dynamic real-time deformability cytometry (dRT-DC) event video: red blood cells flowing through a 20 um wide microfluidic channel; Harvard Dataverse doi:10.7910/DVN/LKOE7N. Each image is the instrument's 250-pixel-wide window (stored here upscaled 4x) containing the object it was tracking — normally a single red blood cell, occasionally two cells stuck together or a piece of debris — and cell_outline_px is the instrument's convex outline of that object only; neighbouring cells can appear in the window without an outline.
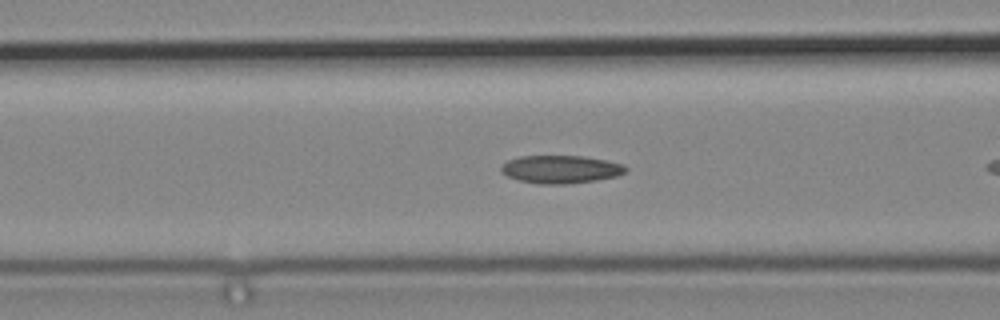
{"species": "common noctule bat (a hibernating species)", "species_latin": "Nyctalus noctula", "temperature_condition": "cold", "stored_images_in_passage": 28, "camera_frame_rate_fps": 3000, "um_per_image_px": 0.085, "animal": {"sex": "male", "body_mass_g": 19.2, "forearm_length_mm": 51.8}, "frame": {"image": 1, "passage_image": 6, "time_ms": 1.667, "image_size_px": [1000, 320], "cell_outline_px": [[628, 168], [624, 172], [616, 176], [596, 180], [568, 184], [536, 184], [520, 180], [508, 176], [500, 172], [500, 164], [508, 160], [520, 156], [580, 156], [604, 160], [624, 164]], "centroid_in_image_um": [47.62, 14.39], "position_along_channel_um": 119.0, "area_um2": 20.29}}
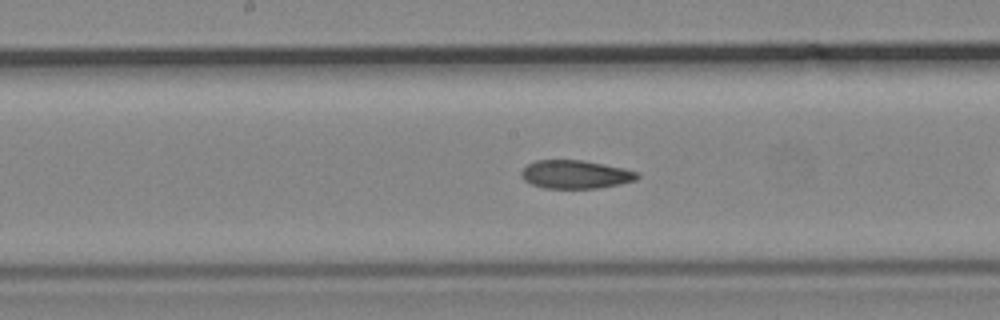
{"frame": {"image": 2, "passage_image": 12, "time_ms": 3.667, "image_size_px": [1000, 320], "cell_outline_px": [[640, 176], [636, 180], [620, 184], [596, 188], [544, 188], [532, 184], [524, 180], [520, 176], [520, 172], [528, 164], [536, 160], [584, 160], [624, 168], [636, 172]], "centroid_in_image_um": [48.9, 14.82], "position_along_channel_um": 199.3, "area_um2": 19.13}}
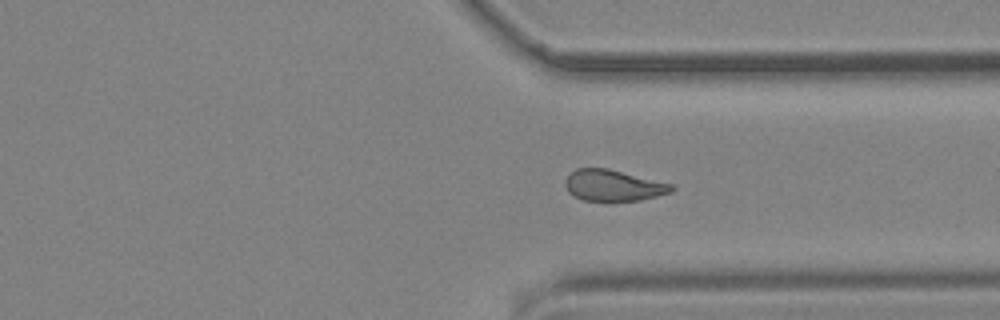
{"frame": {"image": 3, "passage_image": 24, "time_ms": 7.667, "image_size_px": [1000, 320], "cell_outline_px": [[676, 188], [672, 192], [640, 200], [584, 200], [568, 192], [564, 184], [564, 180], [576, 168], [608, 168], [672, 184]], "centroid_in_image_um": [52.13, 15.75], "position_along_channel_um": 359.3, "area_um2": 19.13}}